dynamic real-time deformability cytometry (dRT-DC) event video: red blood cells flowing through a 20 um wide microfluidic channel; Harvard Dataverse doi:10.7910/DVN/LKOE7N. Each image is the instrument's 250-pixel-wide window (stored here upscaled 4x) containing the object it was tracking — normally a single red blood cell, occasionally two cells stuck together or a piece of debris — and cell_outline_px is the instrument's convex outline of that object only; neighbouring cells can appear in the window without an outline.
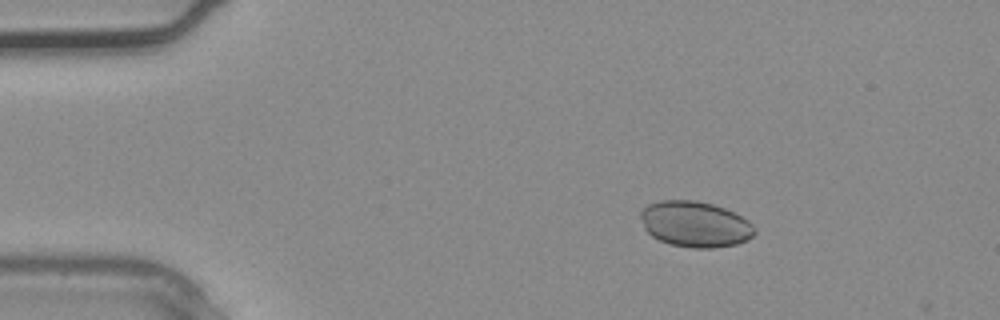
{"species": "common noctule bat (a hibernating species)", "species_latin": "Nyctalus noctula", "temperature_condition": "warm", "stored_images_in_passage": 3, "camera_frame_rate_fps": 3000, "um_per_image_px": 0.085, "animal": {"sex": "male", "body_mass_g": 20.4}, "frame": {"image": 1, "passage_image": 2, "time_ms": 0.333, "image_size_px": [1000, 320], "cell_outline_px": [[756, 232], [748, 240], [736, 244], [712, 248], [692, 248], [668, 244], [652, 236], [644, 228], [640, 216], [640, 212], [648, 204], [660, 200], [696, 200], [712, 204], [724, 208], [748, 220], [756, 228]], "centroid_in_image_um": [59.08, 19.06], "position_along_channel_um": 25.9, "area_um2": 30.52}}